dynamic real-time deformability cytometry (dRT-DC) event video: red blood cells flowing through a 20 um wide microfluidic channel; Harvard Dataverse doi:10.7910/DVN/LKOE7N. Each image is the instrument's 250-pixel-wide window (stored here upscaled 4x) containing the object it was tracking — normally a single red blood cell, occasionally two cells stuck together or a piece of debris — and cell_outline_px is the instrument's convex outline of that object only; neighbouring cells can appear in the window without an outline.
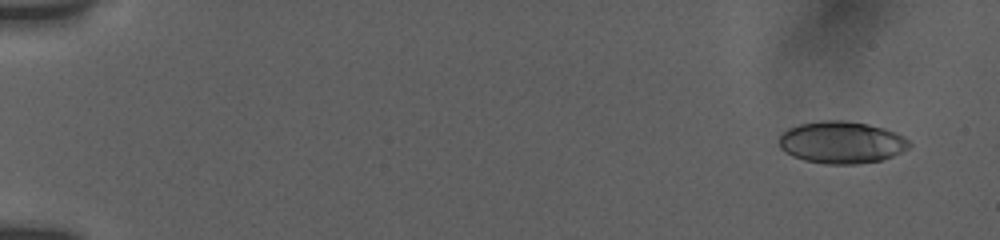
{"species": "human", "species_latin": "Homo sapiens", "temperature_condition": "room temperature", "stored_images_in_passage": 17, "camera_frame_rate_fps": 3000, "um_per_image_px": 0.085, "donor": {"sex": "female"}, "frame": {"image": 1, "passage_image": 3, "time_ms": 1.0, "image_size_px": [1000, 240], "cell_outline_px": [[912, 144], [908, 148], [892, 156], [880, 160], [856, 164], [824, 164], [804, 160], [792, 156], [784, 152], [780, 148], [780, 136], [788, 128], [800, 124], [820, 120], [844, 120], [868, 124], [884, 128], [896, 132], [904, 136]], "centroid_in_image_um": [71.53, 12.1], "position_along_channel_um": 13.5, "area_um2": 32.02}}
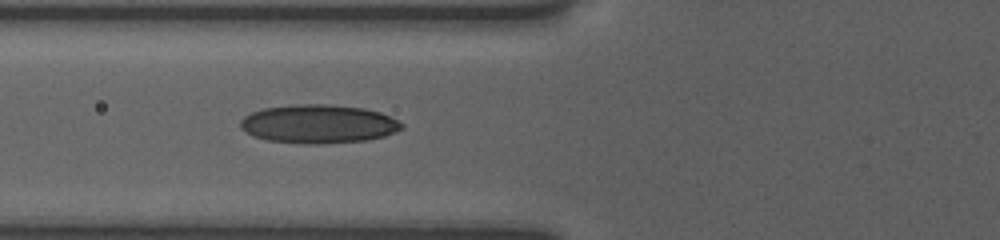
{"frame": {"image": 2, "passage_image": 15, "time_ms": 7.333, "image_size_px": [1000, 240], "cell_outline_px": [[404, 128], [396, 132], [384, 136], [364, 140], [324, 144], [304, 144], [268, 140], [252, 136], [244, 132], [240, 128], [240, 120], [244, 116], [252, 112], [264, 108], [292, 104], [324, 104], [364, 108], [380, 112], [392, 116], [404, 124]], "centroid_in_image_um": [27.07, 10.54], "position_along_channel_um": 98.7, "area_um2": 36.65}}
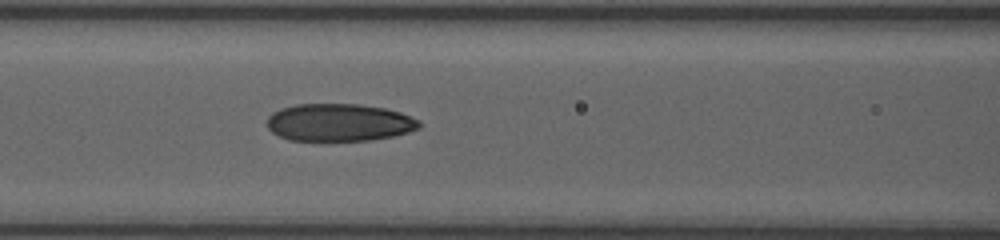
{"frame": {"image": 3, "passage_image": 17, "time_ms": 8.333, "image_size_px": [1000, 240], "cell_outline_px": [[420, 128], [408, 132], [392, 136], [368, 140], [288, 140], [272, 132], [268, 128], [268, 116], [272, 112], [280, 108], [296, 104], [360, 104], [384, 108], [400, 112], [420, 120]], "centroid_in_image_um": [28.82, 10.4], "position_along_channel_um": 137.8, "area_um2": 33.23}}